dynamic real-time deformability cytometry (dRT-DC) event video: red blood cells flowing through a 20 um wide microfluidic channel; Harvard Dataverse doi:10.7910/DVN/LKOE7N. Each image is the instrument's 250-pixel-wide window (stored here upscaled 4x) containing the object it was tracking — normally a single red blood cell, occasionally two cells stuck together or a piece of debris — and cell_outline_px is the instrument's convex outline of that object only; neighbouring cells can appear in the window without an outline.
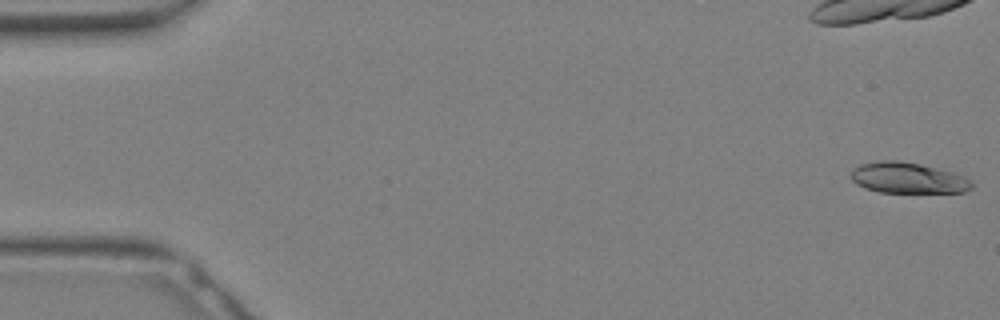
{"species": "Egyptian fruit bat (a non-hibernating species)", "species_latin": "Rousettus aegyptiacus", "temperature_condition": "warm", "stored_images_in_passage": 13, "camera_frame_rate_fps": 3000, "um_per_image_px": 0.085, "animal": {"sex": "female"}, "frame": {"image": 1, "passage_image": 1, "time_ms": 0.0, "image_size_px": [1000, 320], "cell_outline_px": [[972, 188], [964, 192], [880, 192], [864, 188], [856, 184], [852, 180], [852, 168], [860, 164], [880, 160], [900, 160], [920, 164], [952, 172], [964, 176], [972, 180]], "centroid_in_image_um": [77.15, 15.12], "position_along_channel_um": 7.8, "area_um2": 21.73}}